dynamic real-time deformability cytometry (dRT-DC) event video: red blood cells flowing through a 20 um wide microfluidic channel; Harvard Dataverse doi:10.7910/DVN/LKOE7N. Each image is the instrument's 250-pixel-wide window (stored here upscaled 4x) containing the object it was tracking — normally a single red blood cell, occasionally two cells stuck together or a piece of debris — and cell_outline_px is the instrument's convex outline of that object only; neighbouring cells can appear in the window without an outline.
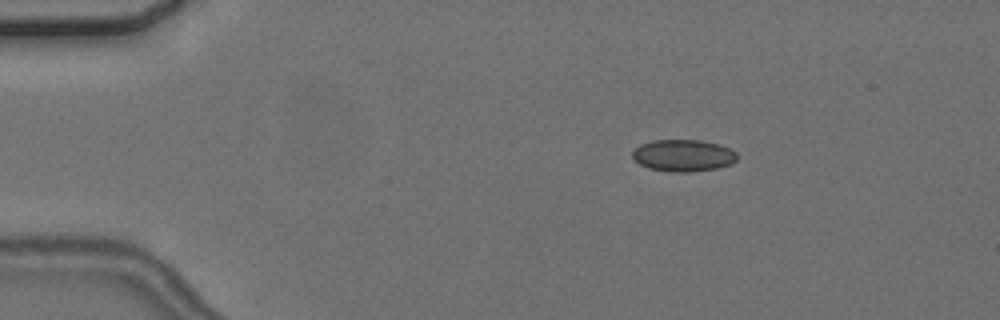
{"species": "common noctule bat (a hibernating species)", "species_latin": "Nyctalus noctula", "temperature_condition": "cold", "stored_images_in_passage": 4, "camera_frame_rate_fps": 3000, "um_per_image_px": 0.085, "animal": {"sex": "female", "body_mass_g": 24.6, "forearm_length_mm": 56.2}, "frame": {"image": 1, "passage_image": 2, "time_ms": 2.333, "image_size_px": [1000, 320], "cell_outline_px": [[736, 160], [732, 164], [716, 168], [688, 172], [672, 172], [648, 168], [640, 164], [632, 156], [632, 152], [640, 144], [652, 140], [700, 140], [720, 144], [736, 152]], "centroid_in_image_um": [58.07, 13.21], "position_along_channel_um": 26.9, "area_um2": 19.42}}